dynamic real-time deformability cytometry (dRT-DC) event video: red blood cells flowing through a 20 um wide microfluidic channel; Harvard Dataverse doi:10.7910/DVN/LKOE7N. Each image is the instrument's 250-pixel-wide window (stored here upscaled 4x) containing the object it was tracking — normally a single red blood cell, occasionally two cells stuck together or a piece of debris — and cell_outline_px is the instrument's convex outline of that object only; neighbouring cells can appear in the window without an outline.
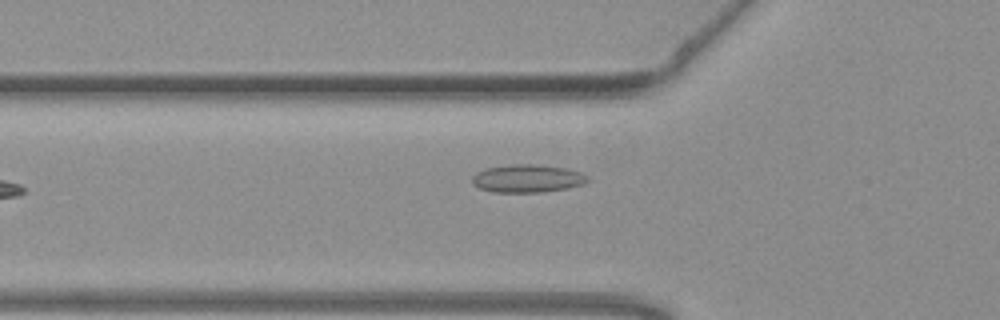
{"species": "common noctule bat (a hibernating species)", "species_latin": "Nyctalus noctula", "temperature_condition": "warm", "stored_images_in_passage": 22, "camera_frame_rate_fps": 3000, "um_per_image_px": 0.085, "animal": {"sex": "female", "body_mass_g": 19.3, "forearm_length_mm": 54.1}, "frame": {"image": 1, "passage_image": 2, "time_ms": 0.333, "image_size_px": [1000, 320], "cell_outline_px": [[592, 180], [584, 184], [568, 188], [540, 192], [492, 192], [480, 188], [472, 184], [472, 176], [476, 172], [484, 168], [512, 164], [536, 164], [564, 168], [580, 172], [588, 176]], "centroid_in_image_um": [44.83, 15.17], "position_along_channel_um": 81.0, "area_um2": 18.96}}
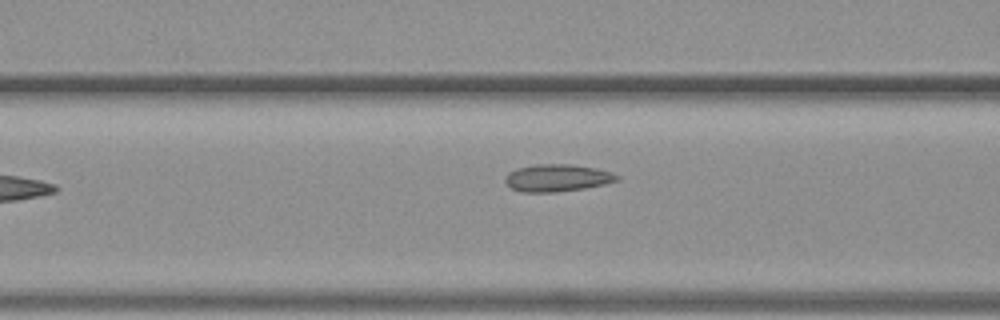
{"frame": {"image": 2, "passage_image": 5, "time_ms": 1.333, "image_size_px": [1000, 320], "cell_outline_px": [[620, 180], [604, 184], [584, 188], [556, 192], [520, 192], [512, 188], [504, 180], [508, 172], [516, 168], [536, 164], [568, 164], [596, 168], [612, 172], [620, 176]], "centroid_in_image_um": [47.37, 15.12], "position_along_channel_um": 119.2, "area_um2": 17.8}}
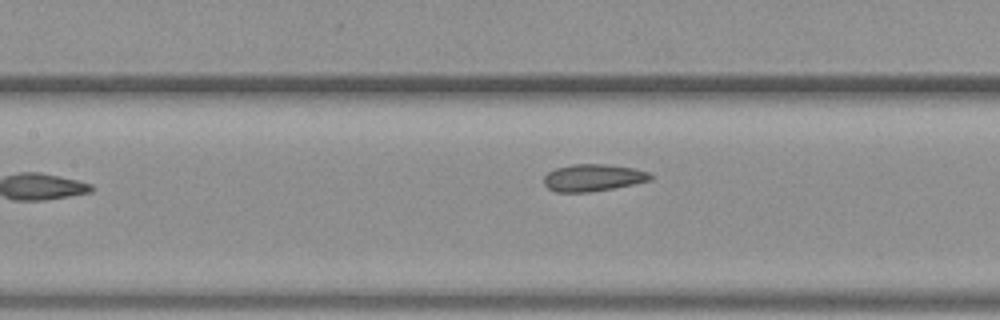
{"frame": {"image": 3, "passage_image": 8, "time_ms": 2.333, "image_size_px": [1000, 320], "cell_outline_px": [[652, 180], [612, 188], [588, 192], [556, 192], [548, 188], [544, 184], [544, 176], [548, 172], [556, 168], [572, 164], [608, 164], [632, 168], [648, 172], [652, 176]], "centroid_in_image_um": [50.38, 15.1], "position_along_channel_um": 157.0, "area_um2": 16.7}}